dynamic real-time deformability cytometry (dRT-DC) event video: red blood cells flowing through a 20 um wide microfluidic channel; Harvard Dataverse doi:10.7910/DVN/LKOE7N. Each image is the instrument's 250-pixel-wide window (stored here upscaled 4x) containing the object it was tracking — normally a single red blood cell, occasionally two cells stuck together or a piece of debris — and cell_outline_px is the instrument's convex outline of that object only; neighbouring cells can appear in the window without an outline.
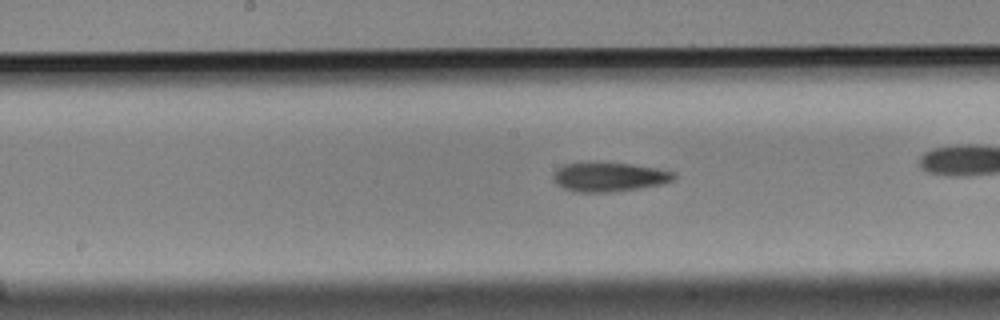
{"species": "Egyptian fruit bat (a non-hibernating species)", "species_latin": "Rousettus aegyptiacus", "temperature_condition": "cold", "stored_images_in_passage": 15, "camera_frame_rate_fps": 3000, "um_per_image_px": 0.085, "animal": {"sex": "male"}, "frame": {"image": 1, "passage_image": 13, "time_ms": 4.0, "image_size_px": [1000, 320], "cell_outline_px": [[676, 176], [672, 180], [660, 184], [640, 188], [616, 192], [576, 192], [564, 188], [556, 184], [552, 180], [552, 176], [556, 168], [564, 164], [632, 164], [656, 168], [676, 172]], "centroid_in_image_um": [51.76, 15.07], "position_along_channel_um": 196.4, "area_um2": 20.23}}